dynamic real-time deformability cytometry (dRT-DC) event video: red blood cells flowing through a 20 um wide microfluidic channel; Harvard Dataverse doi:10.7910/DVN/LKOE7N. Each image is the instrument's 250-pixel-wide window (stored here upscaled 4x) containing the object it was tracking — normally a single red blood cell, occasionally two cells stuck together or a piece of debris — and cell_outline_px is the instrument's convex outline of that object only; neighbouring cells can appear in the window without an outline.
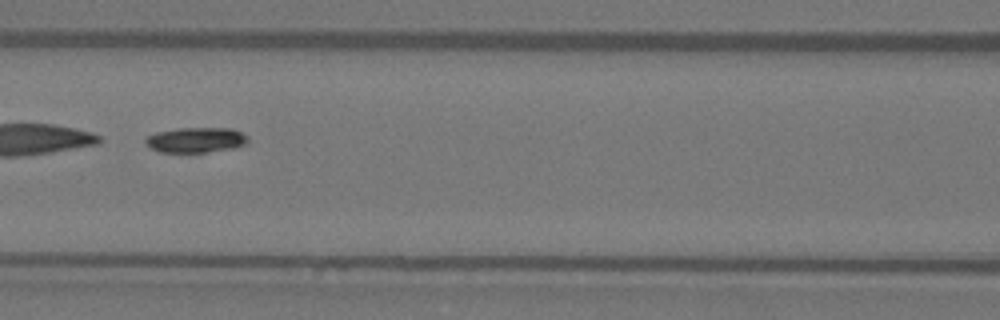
{"species": "Egyptian fruit bat (a non-hibernating species)", "species_latin": "Rousettus aegyptiacus", "temperature_condition": "warm", "stored_images_in_passage": 47, "segment_of_instrument_passage": [2, 2], "camera_frame_rate_fps": 3000, "um_per_image_px": 0.085, "animal": {"sex": "female"}, "frame": {"image": 1, "passage_image": 23, "time_ms": 7.333, "image_size_px": [1000, 320], "cell_outline_px": [[248, 140], [244, 144], [232, 148], [204, 152], [160, 152], [144, 144], [144, 140], [148, 136], [156, 132], [176, 128], [232, 128], [248, 136]], "centroid_in_image_um": [16.61, 11.88], "position_along_channel_um": 150.0, "area_um2": 14.97}}
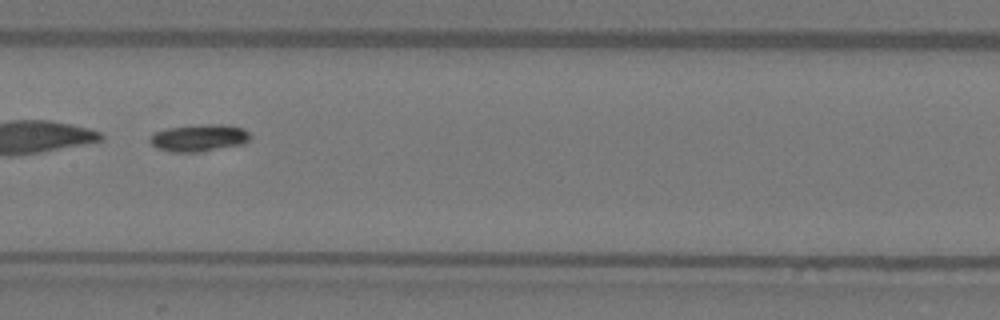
{"frame": {"image": 2, "passage_image": 26, "time_ms": 8.333, "image_size_px": [1000, 320], "cell_outline_px": [[252, 136], [244, 144], [200, 152], [172, 152], [156, 148], [148, 140], [148, 136], [164, 128], [208, 124], [224, 124], [244, 128]], "centroid_in_image_um": [16.91, 11.72], "position_along_channel_um": 190.5, "area_um2": 16.07}}